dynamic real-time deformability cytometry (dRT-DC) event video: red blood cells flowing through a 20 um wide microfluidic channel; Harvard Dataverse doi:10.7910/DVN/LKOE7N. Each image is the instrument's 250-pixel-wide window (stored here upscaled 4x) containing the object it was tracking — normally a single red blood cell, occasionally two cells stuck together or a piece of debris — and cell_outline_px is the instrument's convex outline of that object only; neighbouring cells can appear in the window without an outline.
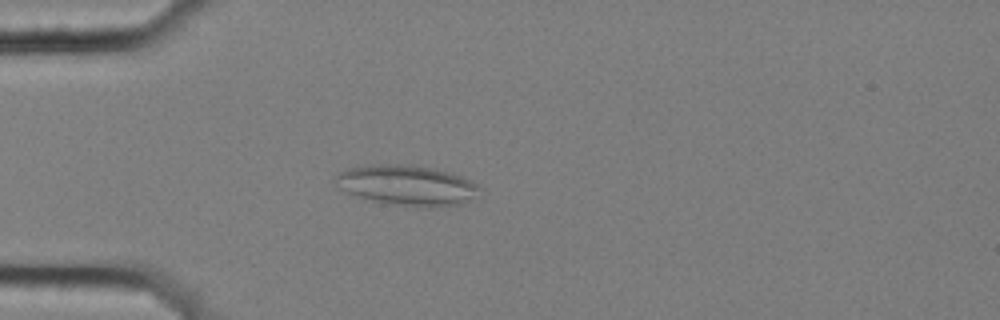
{"species": "common noctule bat (a hibernating species)", "species_latin": "Nyctalus noctula", "temperature_condition": "cold", "stored_images_in_passage": 5, "camera_frame_rate_fps": 3000, "um_per_image_px": 0.085, "animal": {"sex": "female", "body_mass_g": 25.1}, "frame": {"image": 1, "passage_image": 5, "time_ms": 1.333, "image_size_px": [1000, 320], "cell_outline_px": [[484, 188], [472, 200], [464, 204], [432, 208], [420, 208], [384, 204], [356, 196], [340, 188], [336, 184], [336, 176], [340, 172], [348, 168], [372, 164], [416, 164], [448, 172], [460, 176]], "centroid_in_image_um": [34.64, 15.77], "position_along_channel_um": 50.4, "area_um2": 34.51}}